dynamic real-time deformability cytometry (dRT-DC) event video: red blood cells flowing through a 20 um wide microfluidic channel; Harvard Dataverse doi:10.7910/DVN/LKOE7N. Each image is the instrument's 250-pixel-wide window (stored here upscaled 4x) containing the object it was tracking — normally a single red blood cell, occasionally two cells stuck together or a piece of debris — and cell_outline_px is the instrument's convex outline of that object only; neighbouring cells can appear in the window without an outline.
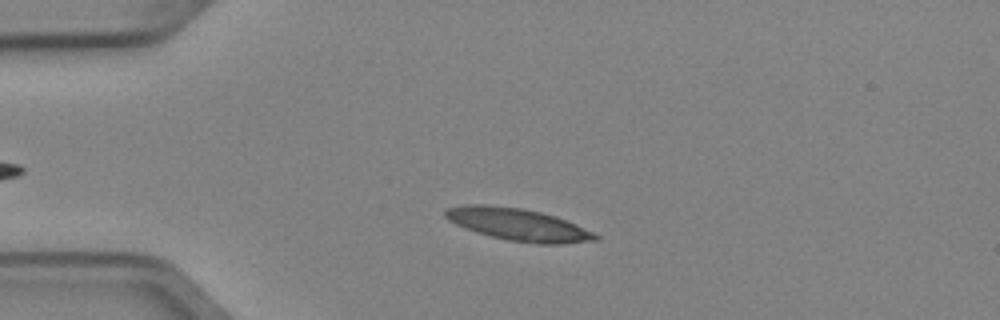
{"species": "Egyptian fruit bat (a non-hibernating species)", "species_latin": "Rousettus aegyptiacus", "temperature_condition": "cold", "stored_images_in_passage": 2, "camera_frame_rate_fps": 3000, "um_per_image_px": 0.085, "animal": {"sex": "female"}, "frame": {"image": 1, "passage_image": 2, "time_ms": 0.333, "image_size_px": [1000, 320], "cell_outline_px": [[600, 236], [596, 240], [564, 244], [536, 244], [508, 240], [476, 232], [456, 224], [448, 220], [444, 216], [444, 212], [448, 208], [464, 204], [488, 204], [524, 208], [556, 216], [576, 224]], "centroid_in_image_um": [44.03, 19.08], "position_along_channel_um": 41.0, "area_um2": 28.26}}